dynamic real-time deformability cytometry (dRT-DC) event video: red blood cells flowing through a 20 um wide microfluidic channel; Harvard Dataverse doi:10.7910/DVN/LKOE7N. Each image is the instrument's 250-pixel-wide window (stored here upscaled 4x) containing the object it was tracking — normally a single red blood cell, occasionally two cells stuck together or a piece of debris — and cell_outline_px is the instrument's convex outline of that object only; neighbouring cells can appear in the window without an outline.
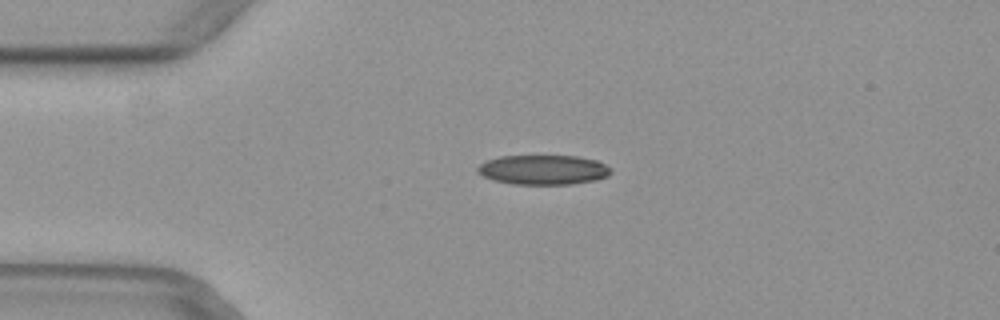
{"species": "common noctule bat (a hibernating species)", "species_latin": "Nyctalus noctula", "temperature_condition": "warm", "stored_images_in_passage": 44, "camera_frame_rate_fps": 3000, "um_per_image_px": 0.085, "animal": {"sex": "female", "body_mass_g": 29.2, "forearm_length_mm": 56.3}, "frame": {"image": 1, "passage_image": 5, "time_ms": 1.333, "image_size_px": [1000, 320], "cell_outline_px": [[612, 172], [608, 176], [596, 180], [572, 184], [512, 184], [492, 180], [476, 172], [476, 168], [480, 164], [488, 160], [500, 156], [576, 156], [596, 160], [612, 168]], "centroid_in_image_um": [46.18, 14.43], "position_along_channel_um": 38.8, "area_um2": 23.12}}
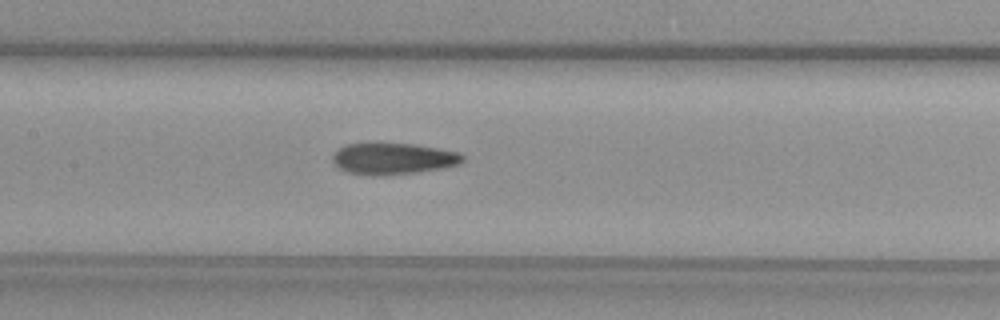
{"frame": {"image": 2, "passage_image": 17, "time_ms": 5.333, "image_size_px": [1000, 320], "cell_outline_px": [[464, 160], [460, 164], [444, 168], [416, 172], [380, 176], [368, 176], [348, 172], [332, 164], [332, 156], [340, 148], [348, 144], [412, 144], [460, 152], [464, 156]], "centroid_in_image_um": [33.43, 13.51], "position_along_channel_um": 174.0, "area_um2": 23.76}}
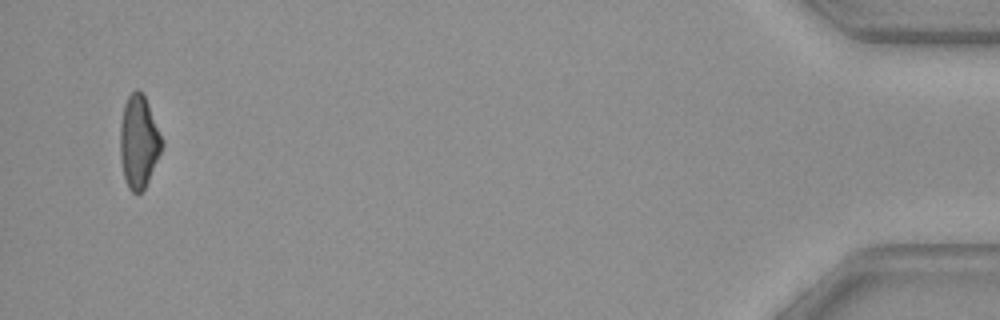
{"frame": {"image": 3, "passage_image": 42, "time_ms": 13.667, "image_size_px": [1000, 320], "cell_outline_px": [[164, 144], [148, 180], [144, 188], [140, 192], [132, 192], [128, 188], [124, 176], [120, 160], [120, 124], [124, 104], [128, 96], [136, 88], [144, 96], [148, 104], [164, 140]], "centroid_in_image_um": [11.79, 12.03], "position_along_channel_um": 423.4, "area_um2": 22.43}}